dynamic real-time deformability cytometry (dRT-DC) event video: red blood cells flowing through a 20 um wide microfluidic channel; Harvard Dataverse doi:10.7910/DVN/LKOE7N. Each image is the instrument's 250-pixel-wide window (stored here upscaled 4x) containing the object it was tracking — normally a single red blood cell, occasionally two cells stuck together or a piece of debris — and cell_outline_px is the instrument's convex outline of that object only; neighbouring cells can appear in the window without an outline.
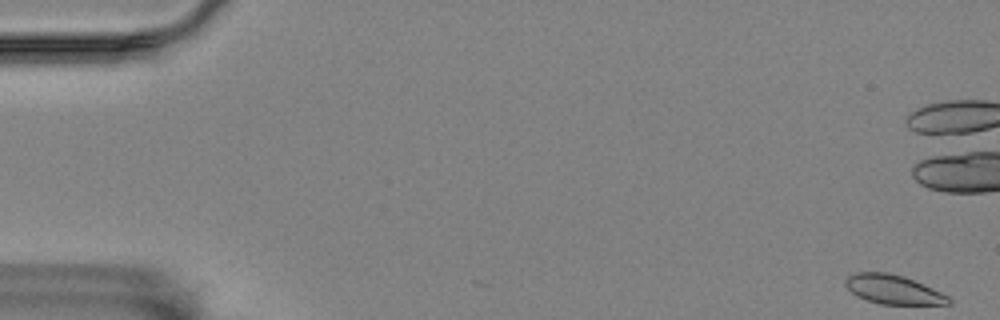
{"species": "Egyptian fruit bat (a non-hibernating species)", "species_latin": "Rousettus aegyptiacus", "temperature_condition": "room temperature", "stored_images_in_passage": 7, "camera_frame_rate_fps": 3000, "um_per_image_px": 0.085, "animal": {"sex": "female"}, "frame": {"image": 1, "passage_image": 1, "time_ms": 0.0, "image_size_px": [1000, 320], "cell_outline_px": [[952, 304], [880, 304], [856, 296], [844, 284], [844, 280], [852, 272], [888, 272], [904, 276], [932, 288], [948, 296], [952, 300]], "centroid_in_image_um": [75.9, 24.59], "position_along_channel_um": 9.1, "area_um2": 17.51}}